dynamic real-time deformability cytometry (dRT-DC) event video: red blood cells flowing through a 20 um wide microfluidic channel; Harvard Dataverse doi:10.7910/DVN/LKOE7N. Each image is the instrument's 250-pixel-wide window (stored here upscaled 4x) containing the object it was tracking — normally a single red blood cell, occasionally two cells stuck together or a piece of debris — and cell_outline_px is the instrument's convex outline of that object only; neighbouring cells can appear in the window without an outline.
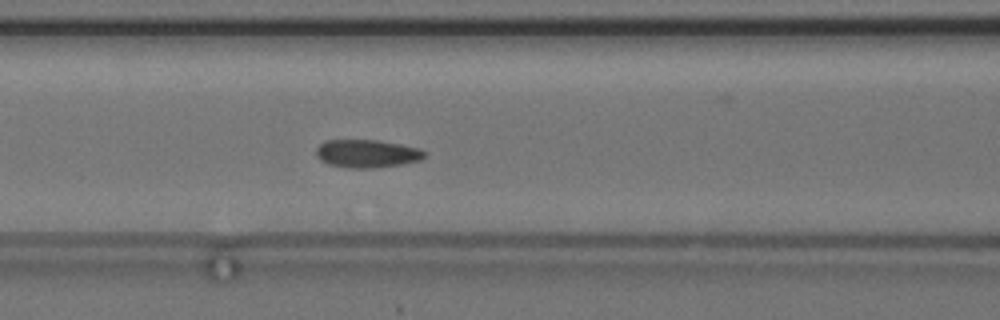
{"species": "common noctule bat (a hibernating species)", "species_latin": "Nyctalus noctula", "temperature_condition": "cold", "stored_images_in_passage": 37, "camera_frame_rate_fps": 3000, "um_per_image_px": 0.085, "animal": {"sex": "female", "body_mass_g": 24.6, "forearm_length_mm": 56.2}, "frame": {"image": 1, "passage_image": 11, "time_ms": 3.333, "image_size_px": [1000, 320], "cell_outline_px": [[428, 156], [420, 160], [404, 164], [376, 168], [348, 168], [328, 164], [320, 160], [316, 156], [316, 148], [324, 140], [376, 140], [400, 144], [420, 148], [428, 152]], "centroid_in_image_um": [31.23, 13.06], "position_along_channel_um": 135.4, "area_um2": 18.03}, "authors_computed_cell_mechanics": {"area_um2": 17.918, "velocity_mm_per_s": 3.6432, "shape_relaxation_time_tau1_ms": 8.0006, "shape_relaxation_time_tau2_ms": 1.4952, "deformation_change_tau1": 0.1074, "deformation_change_tau2": 0.0459}}